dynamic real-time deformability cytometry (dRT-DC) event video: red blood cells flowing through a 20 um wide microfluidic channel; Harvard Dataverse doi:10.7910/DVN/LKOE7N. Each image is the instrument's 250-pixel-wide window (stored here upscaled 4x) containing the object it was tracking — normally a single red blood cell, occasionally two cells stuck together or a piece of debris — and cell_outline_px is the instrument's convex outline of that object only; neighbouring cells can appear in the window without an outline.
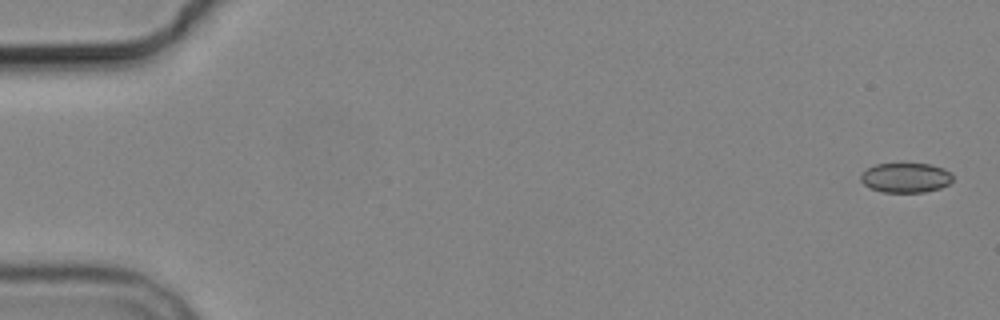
{"species": "common noctule bat (a hibernating species)", "species_latin": "Nyctalus noctula", "temperature_condition": "cold", "stored_images_in_passage": 5, "camera_frame_rate_fps": 3000, "um_per_image_px": 0.085, "animal": {"sex": "male", "body_mass_g": 19.2, "forearm_length_mm": 51.8}, "frame": {"image": 1, "passage_image": 1, "time_ms": 0.0, "image_size_px": [1000, 320], "cell_outline_px": [[952, 180], [948, 184], [940, 188], [924, 192], [880, 192], [868, 188], [860, 180], [860, 172], [876, 164], [900, 160], [932, 164], [944, 168], [952, 172]], "centroid_in_image_um": [76.95, 15.04], "position_along_channel_um": 8.0, "area_um2": 16.94}}